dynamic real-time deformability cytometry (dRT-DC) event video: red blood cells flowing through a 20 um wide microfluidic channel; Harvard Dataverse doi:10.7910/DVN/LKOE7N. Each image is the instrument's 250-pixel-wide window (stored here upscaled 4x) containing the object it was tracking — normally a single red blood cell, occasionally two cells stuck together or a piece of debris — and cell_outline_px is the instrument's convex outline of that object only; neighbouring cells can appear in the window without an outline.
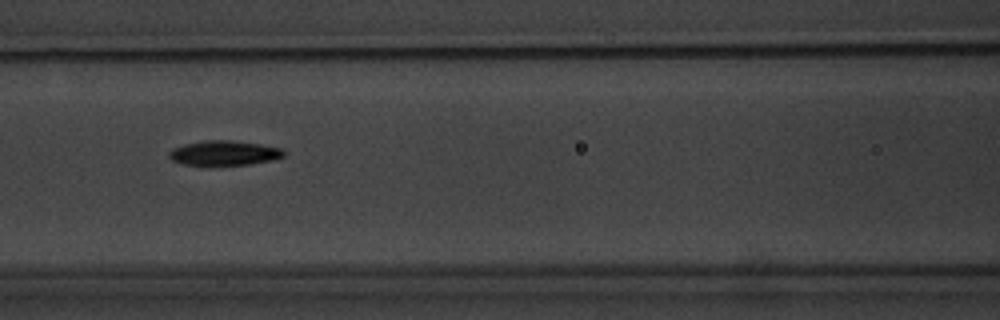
{"species": "common noctule bat (a hibernating species)", "species_latin": "Nyctalus noctula", "temperature_condition": "warm", "stored_images_in_passage": 8, "camera_frame_rate_fps": 3000, "um_per_image_px": 0.085, "animal": {"sex": "male", "body_mass_g": 20.1, "forearm_length_mm": 53.5}, "frame": {"image": 1, "passage_image": 7, "time_ms": 7.0, "image_size_px": [1000, 320], "cell_outline_px": [[284, 156], [272, 160], [248, 164], [208, 168], [184, 164], [172, 160], [168, 156], [168, 152], [172, 148], [184, 144], [204, 140], [228, 140], [260, 144], [284, 148]], "centroid_in_image_um": [19.0, 13.04], "position_along_channel_um": 147.6, "area_um2": 17.22}}
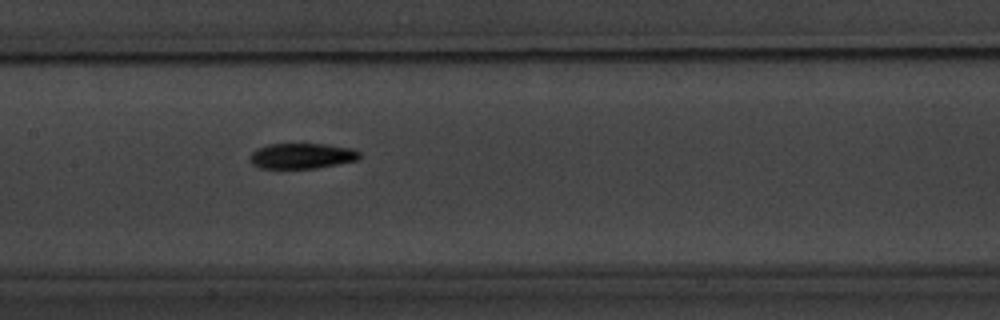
{"frame": {"image": 2, "passage_image": 8, "time_ms": 8.0, "image_size_px": [1000, 320], "cell_outline_px": [[360, 156], [356, 160], [316, 168], [260, 168], [252, 164], [248, 160], [248, 156], [256, 148], [268, 144], [328, 144], [352, 148], [360, 152]], "centroid_in_image_um": [25.6, 13.24], "position_along_channel_um": 181.8, "area_um2": 16.36}}